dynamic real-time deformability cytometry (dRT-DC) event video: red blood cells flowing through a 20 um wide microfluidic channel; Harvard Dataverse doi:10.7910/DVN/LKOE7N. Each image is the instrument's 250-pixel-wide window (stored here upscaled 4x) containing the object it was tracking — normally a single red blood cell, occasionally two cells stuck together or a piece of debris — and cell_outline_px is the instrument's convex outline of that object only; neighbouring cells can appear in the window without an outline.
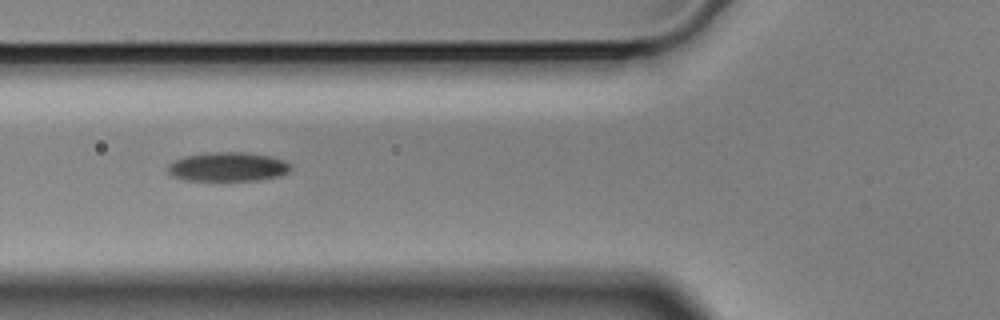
{"species": "Egyptian fruit bat (a non-hibernating species)", "species_latin": "Rousettus aegyptiacus", "temperature_condition": "cold", "stored_images_in_passage": 9, "camera_frame_rate_fps": 3000, "um_per_image_px": 0.085, "animal": {"sex": "male"}, "frame": {"image": 1, "passage_image": 6, "time_ms": 1.667, "image_size_px": [1000, 320], "cell_outline_px": [[292, 168], [288, 172], [276, 176], [256, 180], [184, 180], [172, 176], [168, 172], [168, 164], [172, 160], [184, 156], [208, 152], [244, 152], [272, 156], [284, 160], [292, 164]], "centroid_in_image_um": [19.35, 14.16], "position_along_channel_um": 106.5, "area_um2": 20.98}}
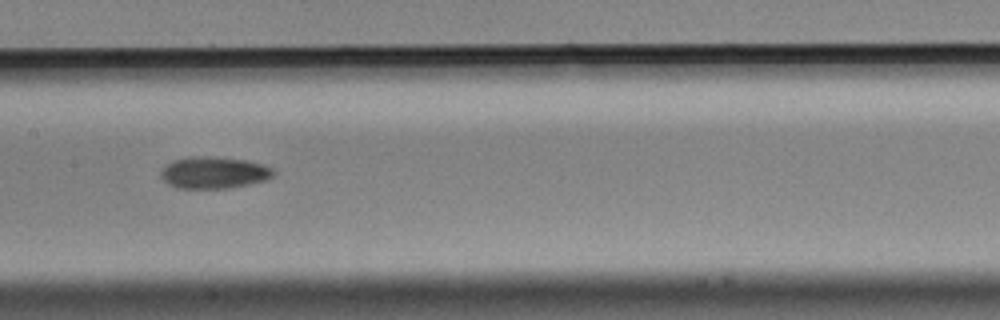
{"frame": {"image": 2, "passage_image": 8, "time_ms": 2.333, "image_size_px": [1000, 320], "cell_outline_px": [[276, 172], [272, 176], [264, 180], [248, 184], [228, 188], [176, 188], [168, 184], [160, 176], [160, 172], [172, 160], [192, 156], [208, 156], [248, 160], [272, 168]], "centroid_in_image_um": [18.16, 14.67], "position_along_channel_um": 189.2, "area_um2": 20.75}}
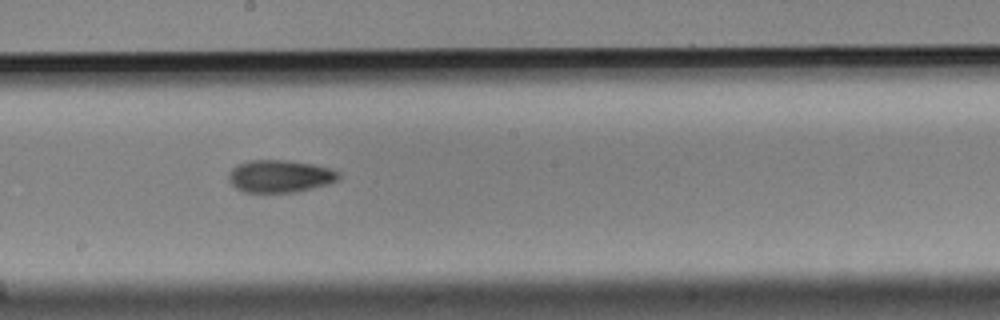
{"frame": {"image": 3, "passage_image": 9, "time_ms": 2.667, "image_size_px": [1000, 320], "cell_outline_px": [[340, 180], [328, 184], [296, 192], [244, 192], [236, 188], [228, 180], [228, 172], [236, 164], [248, 160], [288, 160], [312, 164], [332, 168], [340, 172]], "centroid_in_image_um": [23.8, 14.97], "position_along_channel_um": 224.4, "area_um2": 21.1}}